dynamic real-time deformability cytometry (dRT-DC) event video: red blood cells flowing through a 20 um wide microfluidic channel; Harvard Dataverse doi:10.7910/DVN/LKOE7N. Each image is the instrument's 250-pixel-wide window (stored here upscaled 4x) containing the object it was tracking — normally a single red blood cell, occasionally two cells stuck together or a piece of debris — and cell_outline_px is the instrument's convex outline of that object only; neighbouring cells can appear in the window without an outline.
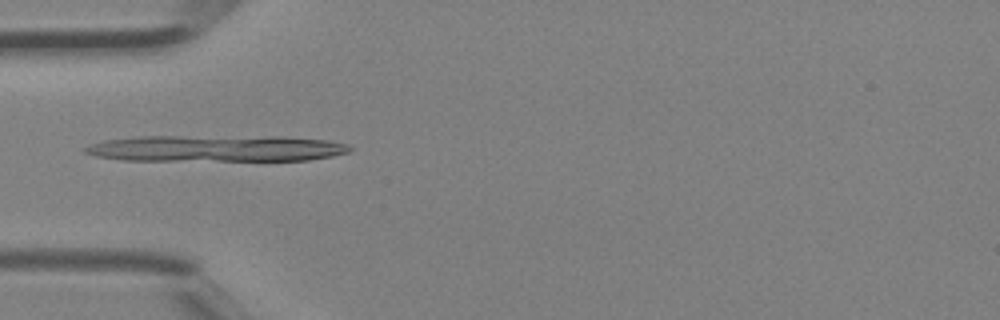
{"species": "Egyptian fruit bat (a non-hibernating species)", "species_latin": "Rousettus aegyptiacus", "temperature_condition": "room temperature", "stored_images_in_passage": 7, "camera_frame_rate_fps": 3000, "um_per_image_px": 0.085, "animal": {"sex": "female"}, "frame": {"image": 1, "passage_image": 7, "time_ms": 2.0, "image_size_px": [1000, 320], "cell_outline_px": [[352, 148], [348, 152], [332, 156], [308, 160], [124, 160], [96, 156], [84, 152], [84, 148], [92, 144], [104, 140], [144, 136], [280, 136], [328, 140], [348, 144]], "centroid_in_image_um": [18.41, 12.6], "position_along_channel_um": 66.6, "area_um2": 40.69}}